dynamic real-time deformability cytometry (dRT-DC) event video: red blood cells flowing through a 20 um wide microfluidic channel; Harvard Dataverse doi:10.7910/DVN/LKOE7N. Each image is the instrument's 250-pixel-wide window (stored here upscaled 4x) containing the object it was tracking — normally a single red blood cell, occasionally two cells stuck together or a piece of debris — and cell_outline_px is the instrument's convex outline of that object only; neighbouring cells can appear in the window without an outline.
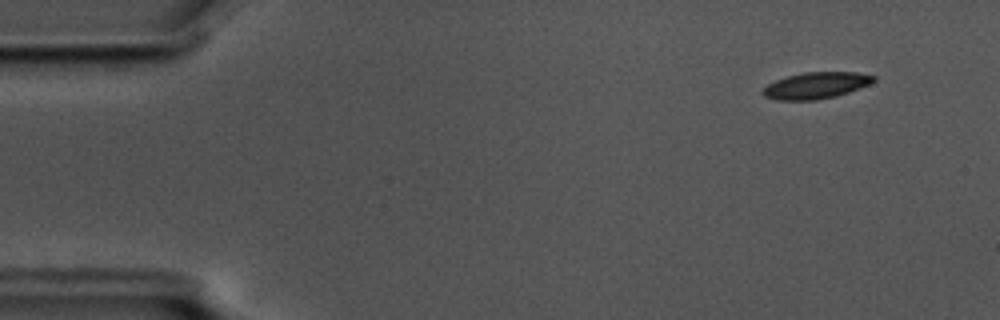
{"species": "common noctule bat (a hibernating species)", "species_latin": "Nyctalus noctula", "temperature_condition": "cold", "stored_images_in_passage": 56, "camera_frame_rate_fps": 3000, "um_per_image_px": 0.085, "animal": {"sex": "male", "body_mass_g": 17.5, "forearm_length_mm": 52.3}, "frame": {"image": 1, "passage_image": 5, "time_ms": 1.333, "image_size_px": [1000, 320], "cell_outline_px": [[876, 80], [868, 84], [848, 92], [836, 96], [816, 100], [776, 100], [764, 96], [760, 92], [768, 84], [776, 80], [788, 76], [804, 72], [856, 72], [876, 76]], "centroid_in_image_um": [69.34, 7.26], "position_along_channel_um": 15.7, "area_um2": 16.99}}
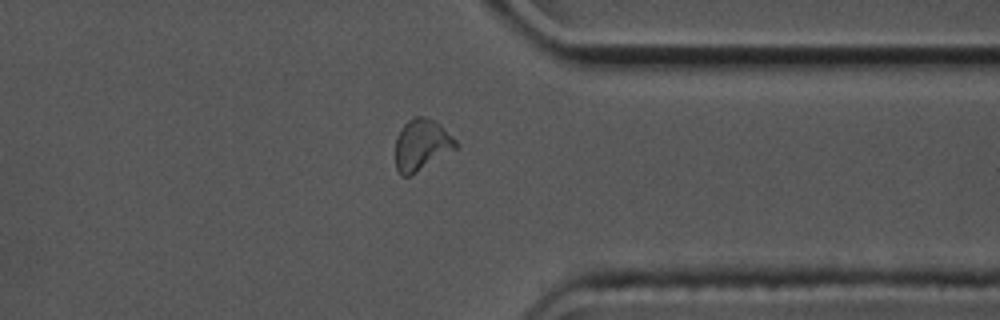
{"frame": {"image": 2, "passage_image": 44, "time_ms": 14.333, "image_size_px": [1000, 320], "cell_outline_px": [[460, 144], [456, 148], [408, 176], [400, 176], [396, 168], [396, 136], [400, 128], [412, 116], [420, 116], [436, 120]], "centroid_in_image_um": [35.82, 12.27], "position_along_channel_um": 375.6, "area_um2": 17.92}}
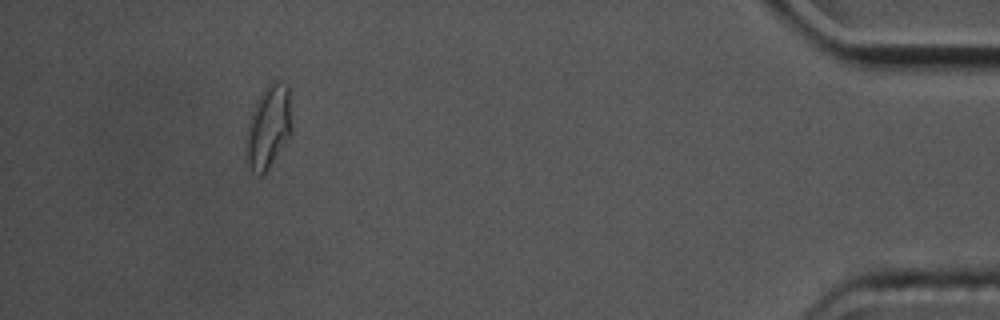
{"frame": {"image": 3, "passage_image": 52, "time_ms": 17.0, "image_size_px": [1000, 320], "cell_outline_px": [[292, 132], [268, 168], [264, 172], [252, 172], [244, 160], [244, 144], [248, 120], [252, 108], [260, 92], [272, 80], [288, 88], [292, 128]], "centroid_in_image_um": [22.75, 10.8], "position_along_channel_um": 412.5, "area_um2": 22.25}, "authors_computed_cell_mechanics": {"area_um2": 17.629, "velocity_mm_per_s": 3.5696, "shape_relaxation_time_tau1_ms": 4.0971, "shape_relaxation_time_tau2_ms": 3.6509, "deformation_change_tau1": 0.1262, "deformation_change_tau2": 0.0793}}